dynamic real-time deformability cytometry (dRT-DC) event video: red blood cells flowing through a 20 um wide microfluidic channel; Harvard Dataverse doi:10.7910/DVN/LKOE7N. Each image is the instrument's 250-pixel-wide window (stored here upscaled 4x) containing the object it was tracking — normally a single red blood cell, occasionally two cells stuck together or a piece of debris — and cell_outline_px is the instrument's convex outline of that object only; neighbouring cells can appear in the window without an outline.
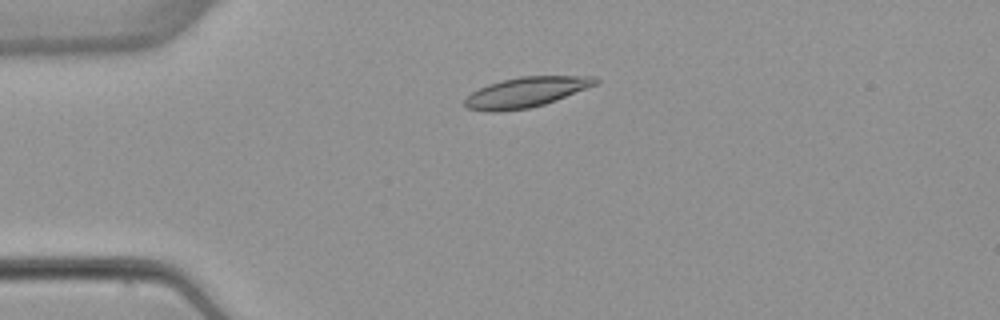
{"species": "common noctule bat (a hibernating species)", "species_latin": "Nyctalus noctula", "temperature_condition": "warm", "stored_images_in_passage": 5, "camera_frame_rate_fps": 3000, "um_per_image_px": 0.085, "animal": {"sex": "female", "body_mass_g": 22.7, "forearm_length_mm": 54.2}, "frame": {"image": 1, "passage_image": 4, "time_ms": 3.667, "image_size_px": [1000, 320], "cell_outline_px": [[600, 80], [596, 84], [556, 100], [544, 104], [528, 108], [500, 112], [484, 112], [468, 108], [460, 104], [472, 92], [488, 84], [520, 76], [596, 76]], "centroid_in_image_um": [44.67, 7.85], "position_along_channel_um": 40.3, "area_um2": 22.95}}